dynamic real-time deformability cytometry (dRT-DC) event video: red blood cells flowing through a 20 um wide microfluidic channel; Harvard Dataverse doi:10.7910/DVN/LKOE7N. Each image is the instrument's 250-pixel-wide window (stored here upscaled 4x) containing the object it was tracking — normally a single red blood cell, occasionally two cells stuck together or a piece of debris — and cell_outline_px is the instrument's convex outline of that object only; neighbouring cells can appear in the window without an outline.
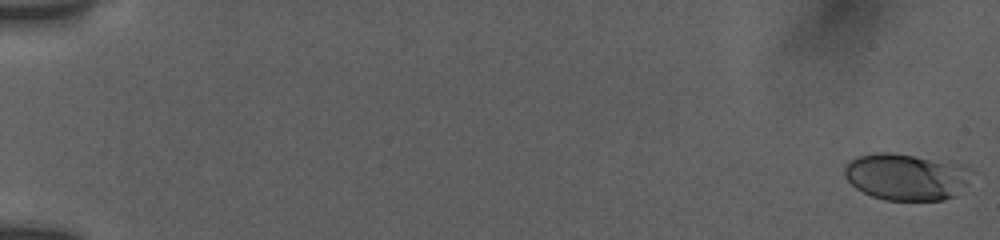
{"species": "human", "species_latin": "Homo sapiens", "temperature_condition": "room temperature", "stored_images_in_passage": 4, "camera_frame_rate_fps": 3000, "um_per_image_px": 0.085, "donor": {"sex": "female"}, "frame": {"image": 1, "passage_image": 1, "time_ms": 0.0, "image_size_px": [1000, 240], "cell_outline_px": [[976, 172], [968, 184], [952, 196], [944, 200], [884, 200], [872, 196], [856, 188], [844, 176], [844, 168], [856, 156], [876, 152], [888, 152], [964, 164]], "centroid_in_image_um": [77.08, 15.02], "position_along_channel_um": 7.9, "area_um2": 34.74}}